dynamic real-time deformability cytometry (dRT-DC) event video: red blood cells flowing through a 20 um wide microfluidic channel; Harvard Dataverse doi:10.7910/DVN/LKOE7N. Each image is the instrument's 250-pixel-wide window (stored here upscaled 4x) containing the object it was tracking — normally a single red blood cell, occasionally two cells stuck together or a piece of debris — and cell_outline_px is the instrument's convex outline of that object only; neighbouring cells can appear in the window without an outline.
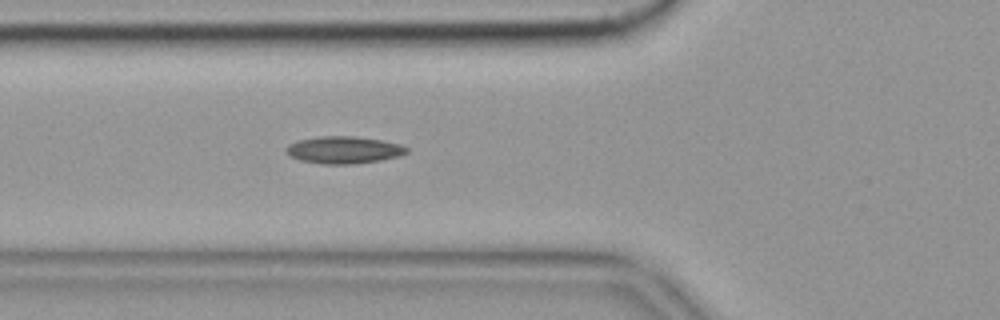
{"species": "common noctule bat (a hibernating species)", "species_latin": "Nyctalus noctula", "temperature_condition": "cold", "stored_images_in_passage": 52, "camera_frame_rate_fps": 3000, "um_per_image_px": 0.085, "animal": {"sex": "female", "body_mass_g": 19.9}, "frame": {"image": 1, "passage_image": 16, "time_ms": 5.0, "image_size_px": [1000, 320], "cell_outline_px": [[408, 152], [400, 156], [380, 160], [352, 164], [324, 164], [300, 160], [292, 156], [284, 148], [288, 144], [300, 140], [320, 136], [352, 136], [380, 140], [400, 144], [408, 148]], "centroid_in_image_um": [29.24, 12.74], "position_along_channel_um": 96.6, "area_um2": 18.9}, "authors_computed_cell_mechanics": {"area_um2": 17.4556, "velocity_mm_per_s": 3.5479, "shape_relaxation_time_tau1_ms": null, "shape_relaxation_time_tau2_ms": 7.6868, "deformation_change_tau1": null, "deformation_change_tau2": 0.1588}}